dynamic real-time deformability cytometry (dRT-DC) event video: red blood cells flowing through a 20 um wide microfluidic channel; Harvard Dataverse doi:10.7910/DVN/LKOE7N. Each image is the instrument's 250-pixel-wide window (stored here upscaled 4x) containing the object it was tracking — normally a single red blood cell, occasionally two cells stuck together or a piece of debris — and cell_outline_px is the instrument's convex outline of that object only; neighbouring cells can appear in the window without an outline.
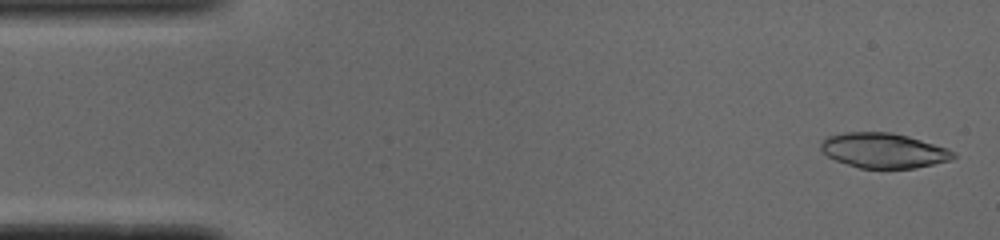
{"species": "common noctule bat (a hibernating species)", "species_latin": "Nyctalus noctula", "temperature_condition": "cold", "stored_images_in_passage": 51, "camera_frame_rate_fps": 3000, "um_per_image_px": 0.085, "animal": {"sex": "male", "body_mass_g": 19.0, "forearm_length_mm": 50.8}, "frame": {"image": 1, "passage_image": 2, "time_ms": 0.333, "image_size_px": [1000, 240], "cell_outline_px": [[956, 156], [952, 160], [912, 168], [860, 168], [836, 160], [828, 156], [820, 148], [820, 144], [828, 136], [844, 132], [892, 132], [908, 136], [948, 148], [956, 152]], "centroid_in_image_um": [75.13, 12.78], "position_along_channel_um": 9.9, "area_um2": 26.88}}
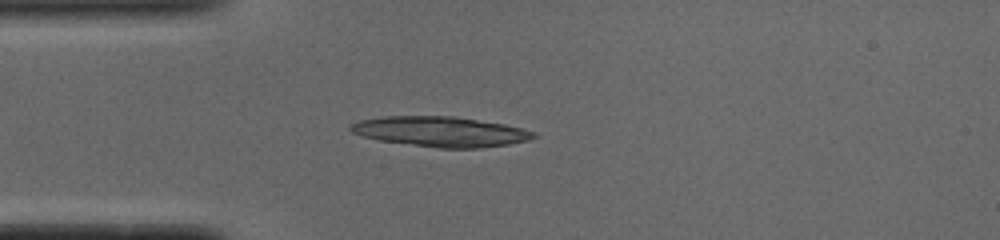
{"frame": {"image": 2, "passage_image": 13, "time_ms": 4.0, "image_size_px": [1000, 240], "cell_outline_px": [[536, 136], [528, 140], [508, 144], [480, 148], [440, 148], [380, 140], [364, 136], [352, 132], [348, 128], [352, 124], [360, 120], [384, 116], [452, 116], [504, 124], [524, 128], [532, 132]], "centroid_in_image_um": [37.45, 11.18], "position_along_channel_um": 47.6, "area_um2": 31.73}}